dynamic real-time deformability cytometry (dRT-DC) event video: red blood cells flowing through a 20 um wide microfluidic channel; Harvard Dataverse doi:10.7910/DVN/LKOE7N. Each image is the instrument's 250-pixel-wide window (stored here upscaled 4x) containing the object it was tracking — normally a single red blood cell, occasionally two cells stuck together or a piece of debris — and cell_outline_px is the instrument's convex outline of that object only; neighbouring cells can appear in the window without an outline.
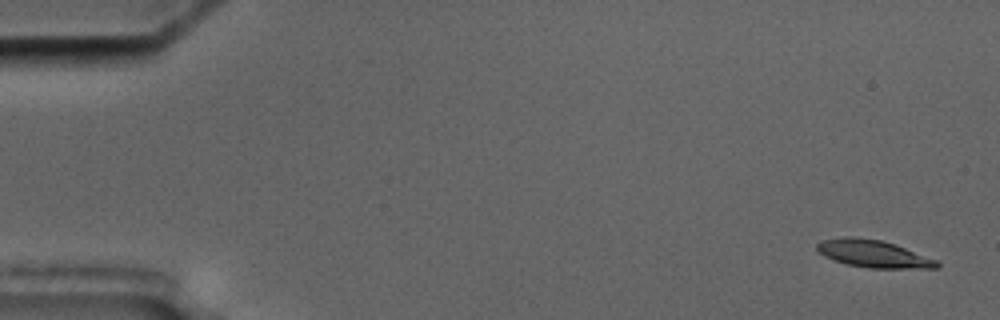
{"species": "common noctule bat (a hibernating species)", "species_latin": "Nyctalus noctula", "temperature_condition": "cold", "stored_images_in_passage": 9, "camera_frame_rate_fps": 3000, "um_per_image_px": 0.085, "animal": {"sex": "male", "body_mass_g": 17.5, "forearm_length_mm": 52.3}, "frame": {"image": 1, "passage_image": 1, "time_ms": 0.0, "image_size_px": [1000, 320], "cell_outline_px": [[940, 264], [936, 268], [868, 268], [848, 264], [824, 256], [816, 252], [816, 244], [820, 240], [844, 236], [852, 236], [880, 240], [896, 244], [936, 260]], "centroid_in_image_um": [74.18, 21.55], "position_along_channel_um": 10.8, "area_um2": 19.13}}
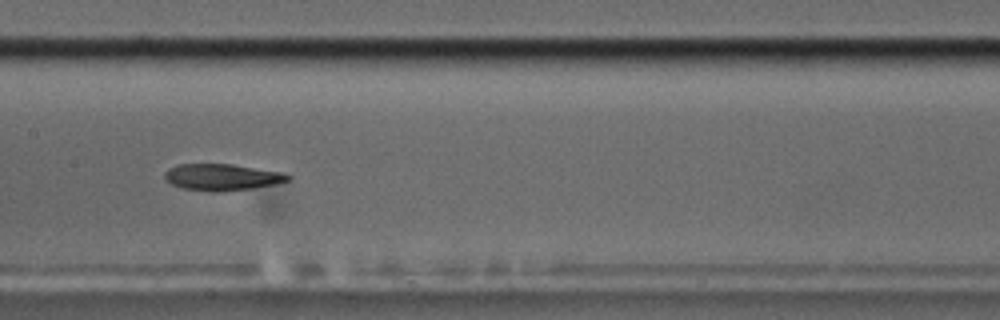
{"frame": {"image": 2, "passage_image": 8, "time_ms": 9.0, "image_size_px": [1000, 320], "cell_outline_px": [[292, 180], [252, 188], [220, 192], [212, 192], [180, 188], [172, 184], [164, 176], [164, 172], [168, 168], [176, 164], [232, 164], [280, 172], [292, 176]], "centroid_in_image_um": [18.84, 15.06], "position_along_channel_um": 188.6, "area_um2": 19.07}}
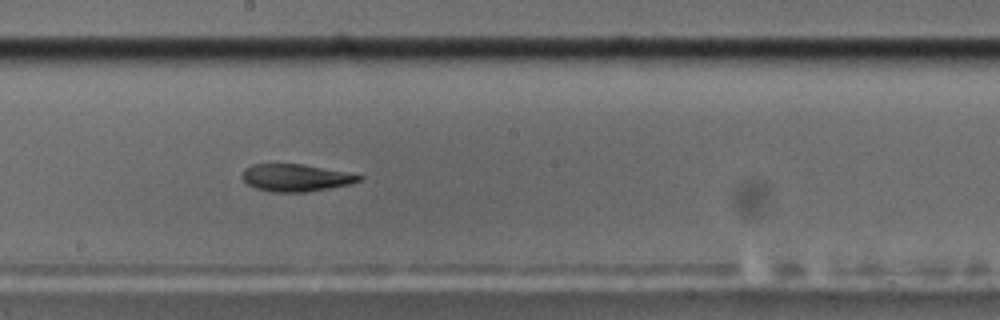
{"frame": {"image": 3, "passage_image": 9, "time_ms": 10.0, "image_size_px": [1000, 320], "cell_outline_px": [[364, 176], [360, 180], [352, 184], [308, 192], [272, 192], [256, 188], [248, 184], [240, 176], [240, 172], [244, 168], [252, 164], [304, 164]], "centroid_in_image_um": [25.1, 15.11], "position_along_channel_um": 223.1, "area_um2": 18.67}}